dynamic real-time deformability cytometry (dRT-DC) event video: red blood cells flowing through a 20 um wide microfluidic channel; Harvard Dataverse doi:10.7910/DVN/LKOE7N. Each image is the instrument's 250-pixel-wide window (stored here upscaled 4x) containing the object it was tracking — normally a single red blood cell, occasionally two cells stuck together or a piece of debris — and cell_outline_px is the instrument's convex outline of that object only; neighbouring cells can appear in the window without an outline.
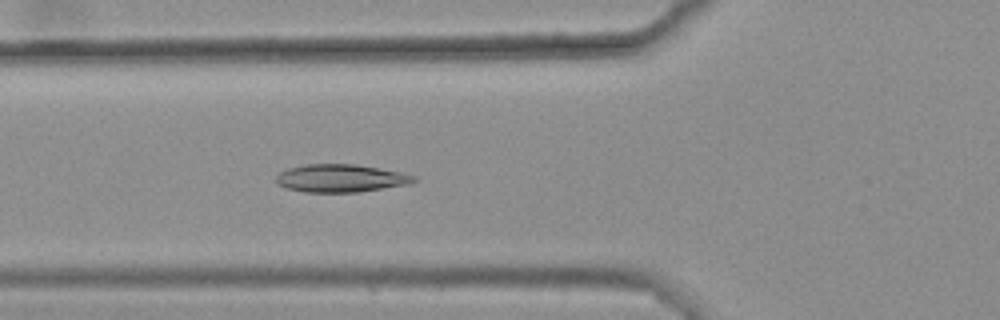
{"species": "common noctule bat (a hibernating species)", "species_latin": "Nyctalus noctula", "temperature_condition": "warm", "stored_images_in_passage": 47, "camera_frame_rate_fps": 3000, "um_per_image_px": 0.085, "animal": {"sex": "female", "body_mass_g": 25.1}, "frame": {"image": 1, "passage_image": 20, "time_ms": 6.333, "image_size_px": [1000, 320], "cell_outline_px": [[420, 180], [412, 184], [360, 192], [304, 192], [288, 188], [276, 184], [276, 176], [280, 172], [288, 168], [304, 164], [356, 164], [380, 168], [400, 172], [416, 176]], "centroid_in_image_um": [29.01, 15.15], "position_along_channel_um": 96.8, "area_um2": 22.66}}
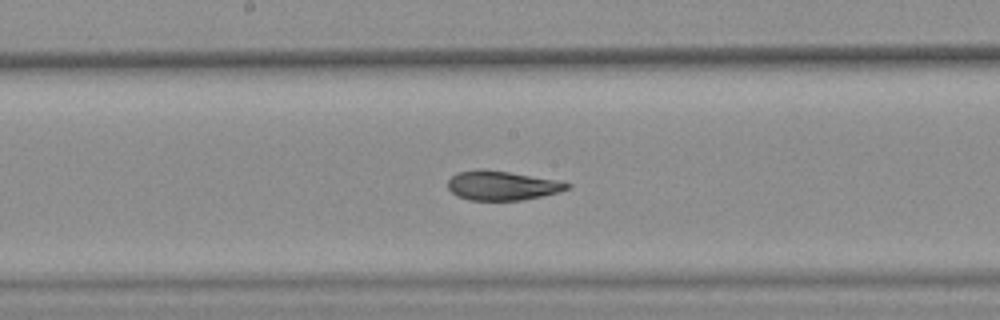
{"frame": {"image": 2, "passage_image": 29, "time_ms": 9.333, "image_size_px": [1000, 320], "cell_outline_px": [[572, 188], [540, 196], [520, 200], [468, 200], [456, 196], [448, 188], [448, 180], [456, 172], [480, 168], [508, 172], [556, 180], [572, 184]], "centroid_in_image_um": [42.62, 15.76], "position_along_channel_um": 205.6, "area_um2": 20.29}}
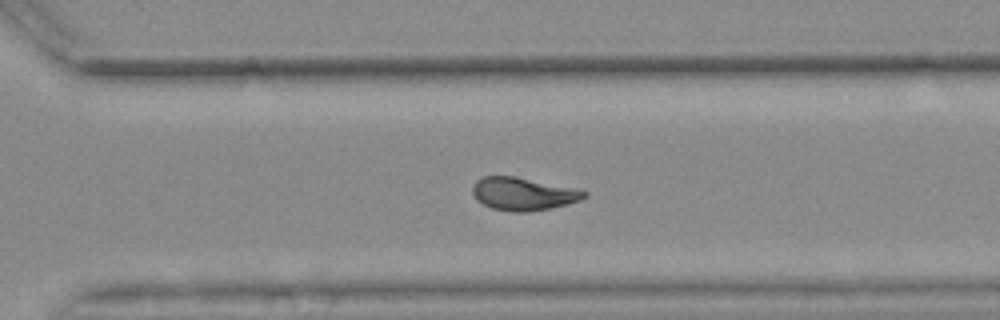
{"frame": {"image": 3, "passage_image": 39, "time_ms": 12.667, "image_size_px": [1000, 320], "cell_outline_px": [[588, 196], [580, 200], [552, 208], [528, 212], [512, 212], [492, 208], [476, 200], [472, 192], [472, 184], [476, 180], [484, 176], [512, 176], [572, 188], [588, 192]], "centroid_in_image_um": [44.43, 16.49], "position_along_channel_um": 326.2, "area_um2": 21.21}, "authors_computed_cell_mechanics": {"area_um2": 21.6172, "velocity_mm_per_s": 3.6179, "shape_relaxation_time_tau1_ms": 7.6707, "shape_relaxation_time_tau2_ms": 2.0004, "deformation_change_tau1": 0.1868, "deformation_change_tau2": 0.078}}